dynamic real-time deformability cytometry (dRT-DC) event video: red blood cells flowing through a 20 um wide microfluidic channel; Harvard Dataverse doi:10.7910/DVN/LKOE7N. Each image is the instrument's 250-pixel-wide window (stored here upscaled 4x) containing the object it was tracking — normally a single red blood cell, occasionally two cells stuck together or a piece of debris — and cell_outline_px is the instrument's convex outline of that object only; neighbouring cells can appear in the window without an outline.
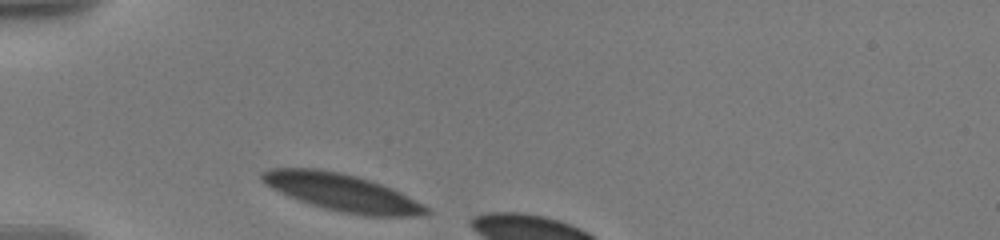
{"species": "human", "species_latin": "Homo sapiens", "temperature_condition": "warm", "stored_images_in_passage": 5, "camera_frame_rate_fps": 3000, "um_per_image_px": 0.085, "donor": {"sex": "male"}, "frame": {"image": 1, "passage_image": 1, "time_ms": 0.0, "image_size_px": [1000, 240], "cell_outline_px": [[432, 212], [420, 216], [364, 216], [340, 212], [324, 208], [300, 200], [280, 192], [264, 184], [260, 180], [260, 172], [272, 168], [320, 168], [340, 172], [356, 176], [392, 188], [400, 192], [428, 208]], "centroid_in_image_um": [29.04, 16.35], "position_along_channel_um": 56.0, "area_um2": 35.49}}